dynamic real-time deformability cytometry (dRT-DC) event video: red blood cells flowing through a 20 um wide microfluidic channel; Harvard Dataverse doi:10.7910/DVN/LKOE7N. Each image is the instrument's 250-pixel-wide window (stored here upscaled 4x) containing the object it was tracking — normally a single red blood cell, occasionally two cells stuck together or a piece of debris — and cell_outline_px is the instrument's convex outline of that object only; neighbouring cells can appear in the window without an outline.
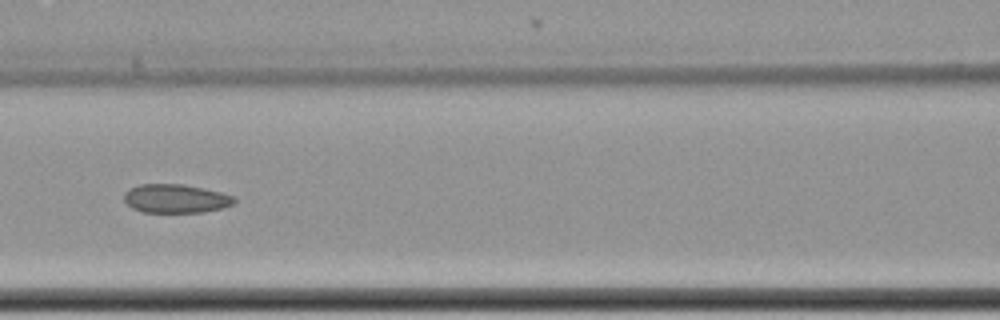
{"species": "common noctule bat (a hibernating species)", "species_latin": "Nyctalus noctula", "temperature_condition": "cold", "stored_images_in_passage": 14, "camera_frame_rate_fps": 3000, "um_per_image_px": 0.085, "animal": {"sex": "female", "body_mass_g": 22.7, "forearm_length_mm": 54.2}, "frame": {"image": 1, "passage_image": 7, "time_ms": 2.0, "image_size_px": [1000, 320], "cell_outline_px": [[236, 200], [232, 204], [220, 208], [204, 212], [144, 212], [132, 208], [124, 200], [124, 192], [128, 188], [140, 184], [184, 184], [204, 188], [236, 196]], "centroid_in_image_um": [14.92, 16.87], "position_along_channel_um": 151.7, "area_um2": 18.5}}
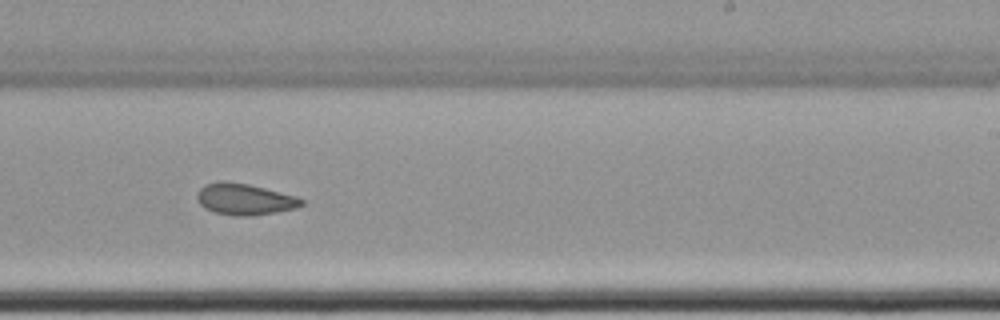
{"frame": {"image": 2, "passage_image": 10, "time_ms": 3.0, "image_size_px": [1000, 320], "cell_outline_px": [[304, 204], [296, 208], [276, 212], [248, 216], [236, 216], [216, 212], [204, 208], [200, 204], [196, 196], [200, 188], [204, 184], [220, 180], [224, 180], [248, 184], [296, 196], [304, 200]], "centroid_in_image_um": [20.77, 16.92], "position_along_channel_um": 268.2, "area_um2": 19.07}}
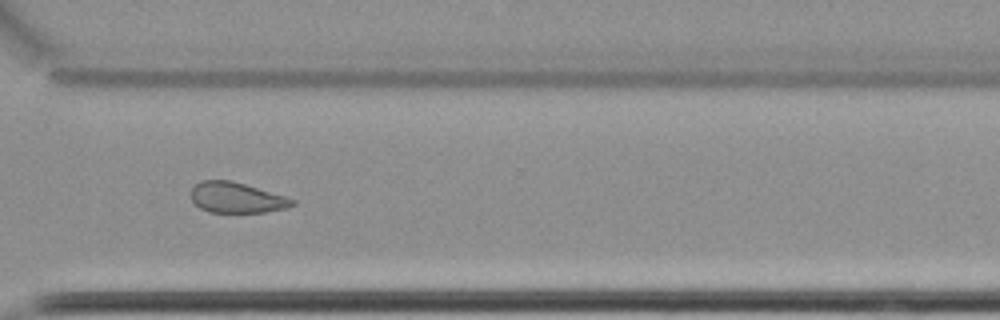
{"frame": {"image": 3, "passage_image": 12, "time_ms": 3.667, "image_size_px": [1000, 320], "cell_outline_px": [[296, 204], [288, 208], [264, 212], [208, 212], [200, 208], [192, 200], [192, 188], [200, 180], [232, 180], [284, 196], [296, 200]], "centroid_in_image_um": [20.12, 16.8], "position_along_channel_um": 350.5, "area_um2": 17.98}}